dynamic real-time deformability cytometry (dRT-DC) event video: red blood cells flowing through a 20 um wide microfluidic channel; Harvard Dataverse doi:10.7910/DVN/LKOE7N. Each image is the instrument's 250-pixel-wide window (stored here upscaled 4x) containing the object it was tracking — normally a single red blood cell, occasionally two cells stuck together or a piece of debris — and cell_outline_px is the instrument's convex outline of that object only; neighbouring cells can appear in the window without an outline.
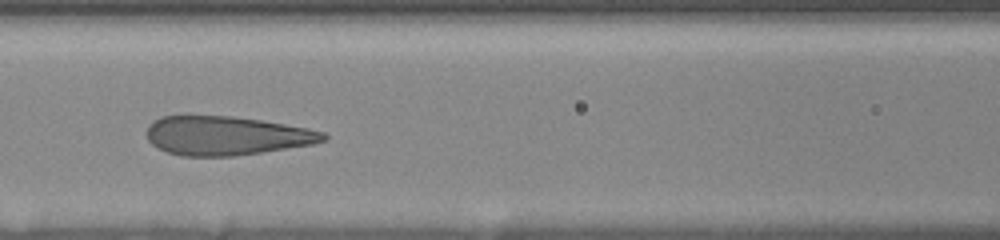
{"species": "human", "species_latin": "Homo sapiens", "temperature_condition": "room temperature", "stored_images_in_passage": 46, "camera_frame_rate_fps": 3000, "um_per_image_px": 0.085, "donor": {"sex": "female"}, "frame": {"image": 1, "passage_image": 38, "time_ms": 7.0, "image_size_px": [1000, 240], "cell_outline_px": [[328, 140], [312, 144], [260, 152], [232, 156], [180, 156], [156, 148], [148, 140], [148, 124], [152, 120], [160, 116], [232, 116], [260, 120], [308, 128], [324, 132], [328, 136]], "centroid_in_image_um": [19.22, 11.53], "position_along_channel_um": 147.4, "area_um2": 40.0}}
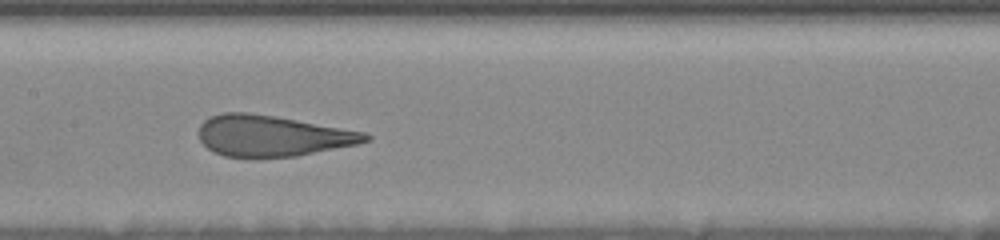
{"frame": {"image": 2, "passage_image": 45, "time_ms": 8.0, "image_size_px": [1000, 240], "cell_outline_px": [[372, 140], [356, 144], [296, 156], [224, 156], [212, 152], [200, 140], [200, 124], [204, 120], [212, 116], [224, 112], [248, 112], [296, 120], [364, 132], [372, 136]], "centroid_in_image_um": [23.13, 11.54], "position_along_channel_um": 184.3, "area_um2": 39.07}}